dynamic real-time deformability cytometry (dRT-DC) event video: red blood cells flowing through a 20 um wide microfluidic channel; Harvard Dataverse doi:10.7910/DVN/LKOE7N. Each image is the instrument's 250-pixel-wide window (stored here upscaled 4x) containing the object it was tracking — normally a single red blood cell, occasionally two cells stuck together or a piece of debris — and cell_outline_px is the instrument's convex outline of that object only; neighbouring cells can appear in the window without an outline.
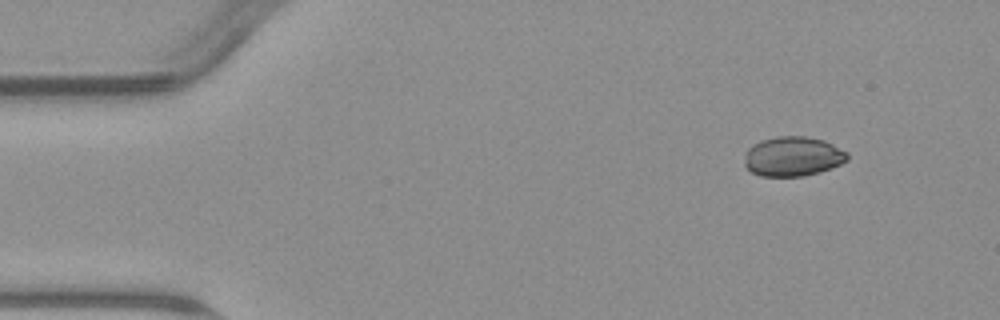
{"species": "common noctule bat (a hibernating species)", "species_latin": "Nyctalus noctula", "temperature_condition": "warm", "stored_images_in_passage": 5, "camera_frame_rate_fps": 3000, "um_per_image_px": 0.085, "animal": {"sex": "male", "body_mass_g": 23.1, "forearm_length_mm": 52.7}, "frame": {"image": 1, "passage_image": 1, "time_ms": 0.0, "image_size_px": [1000, 320], "cell_outline_px": [[848, 160], [832, 168], [820, 172], [804, 176], [760, 176], [752, 172], [744, 164], [744, 152], [752, 144], [760, 140], [776, 136], [804, 136], [824, 140], [848, 152]], "centroid_in_image_um": [67.38, 13.29], "position_along_channel_um": 17.6, "area_um2": 24.04}}
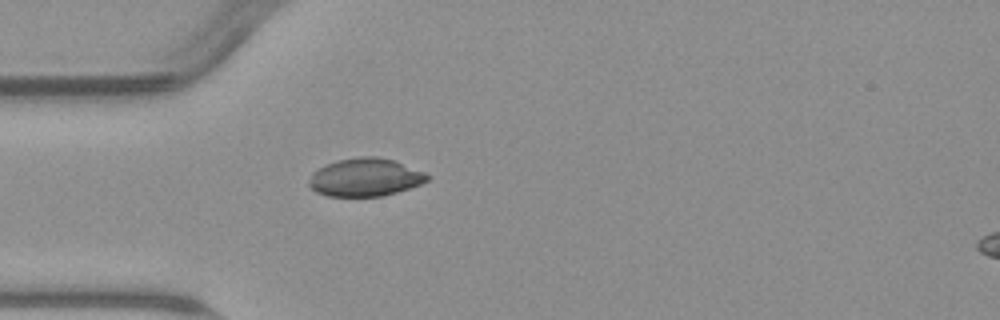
{"frame": {"image": 2, "passage_image": 4, "time_ms": 3.333, "image_size_px": [1000, 320], "cell_outline_px": [[432, 176], [428, 180], [420, 184], [384, 196], [328, 196], [316, 192], [308, 184], [312, 172], [336, 160], [360, 156], [376, 156], [396, 160], [424, 172]], "centroid_in_image_um": [31.06, 15.06], "position_along_channel_um": 53.9, "area_um2": 26.24}}